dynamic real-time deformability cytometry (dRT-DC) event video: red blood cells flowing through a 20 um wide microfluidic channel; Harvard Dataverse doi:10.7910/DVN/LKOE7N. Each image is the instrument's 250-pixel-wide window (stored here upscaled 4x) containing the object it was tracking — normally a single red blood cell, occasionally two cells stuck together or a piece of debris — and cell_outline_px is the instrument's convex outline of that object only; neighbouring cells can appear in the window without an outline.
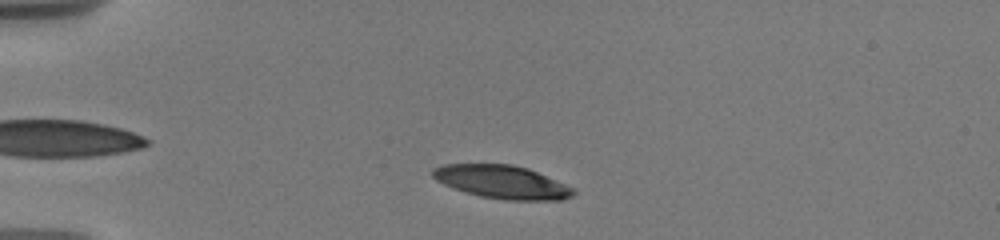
{"species": "human", "species_latin": "Homo sapiens", "temperature_condition": "warm", "stored_images_in_passage": 38, "camera_frame_rate_fps": 3000, "um_per_image_px": 0.085, "donor": {"sex": "male"}, "frame": {"image": 1, "passage_image": 5, "time_ms": 1.333, "image_size_px": [1000, 240], "cell_outline_px": [[576, 192], [572, 196], [560, 200], [504, 200], [480, 196], [464, 192], [452, 188], [436, 180], [432, 176], [432, 168], [444, 164], [512, 164], [528, 168], [576, 188]], "centroid_in_image_um": [42.68, 15.47], "position_along_channel_um": 42.3, "area_um2": 27.46}}
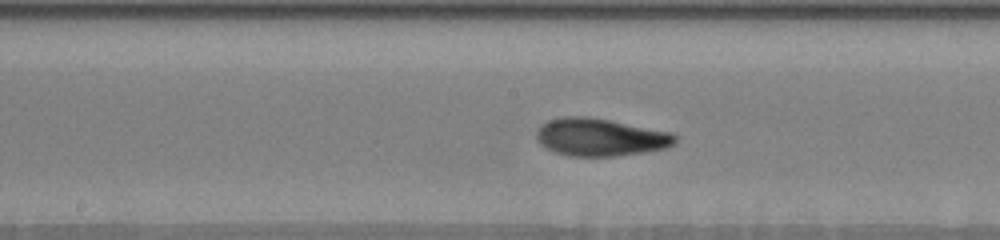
{"frame": {"image": 2, "passage_image": 18, "time_ms": 6.667, "image_size_px": [1000, 240], "cell_outline_px": [[676, 140], [668, 148], [644, 152], [612, 156], [568, 156], [556, 152], [540, 144], [536, 140], [536, 132], [540, 124], [548, 120], [564, 116], [588, 116], [672, 132], [676, 136]], "centroid_in_image_um": [51.0, 11.65], "position_along_channel_um": 197.2, "area_um2": 30.46}}
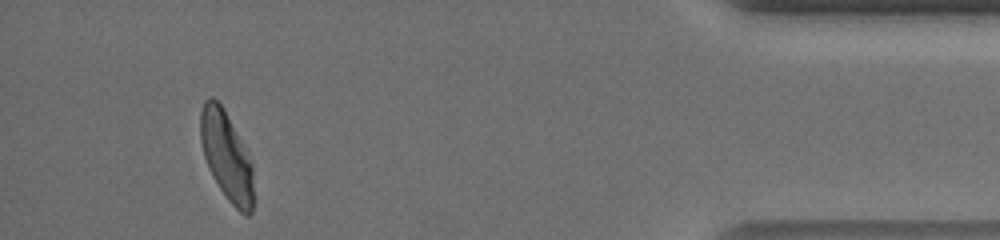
{"frame": {"image": 3, "passage_image": 35, "time_ms": 14.0, "image_size_px": [1000, 240], "cell_outline_px": [[256, 200], [252, 212], [248, 216], [244, 216], [228, 200], [212, 176], [204, 156], [200, 140], [200, 112], [204, 100], [208, 96], [212, 96], [224, 108], [252, 160], [256, 196]], "centroid_in_image_um": [19.31, 13.31], "position_along_channel_um": 415.9, "area_um2": 28.26}, "authors_computed_cell_mechanics": {"area_um2": 29.0156, "velocity_mm_per_s": 3.6707, "shape_relaxation_time_tau1_ms": 3.5146, "shape_relaxation_time_tau2_ms": 1.0832, "deformation_change_tau1": 0.2037, "deformation_change_tau2": 0.0636}}